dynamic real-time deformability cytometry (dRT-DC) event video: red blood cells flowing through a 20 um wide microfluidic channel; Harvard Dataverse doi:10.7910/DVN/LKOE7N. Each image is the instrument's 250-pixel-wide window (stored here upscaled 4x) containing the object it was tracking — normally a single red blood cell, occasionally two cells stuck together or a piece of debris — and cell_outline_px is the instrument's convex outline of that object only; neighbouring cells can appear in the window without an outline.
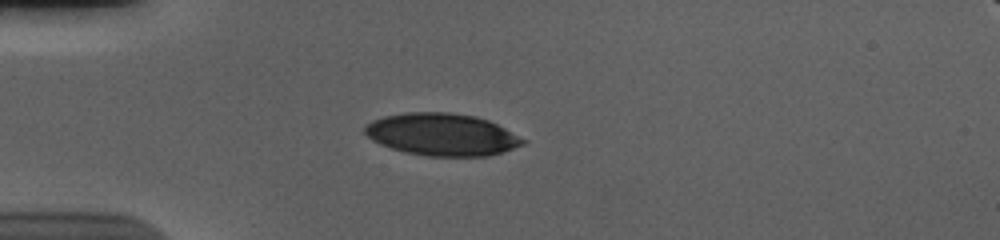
{"species": "human", "species_latin": "Homo sapiens", "temperature_condition": "cold", "stored_images_in_passage": 41, "camera_frame_rate_fps": 3000, "um_per_image_px": 0.085, "donor": {"sex": "male"}, "frame": {"image": 1, "passage_image": 1, "time_ms": 0.0, "image_size_px": [1000, 240], "cell_outline_px": [[528, 140], [524, 144], [488, 156], [428, 156], [404, 152], [380, 144], [372, 140], [364, 132], [364, 128], [372, 120], [384, 116], [408, 112], [448, 112], [476, 116], [488, 120]], "centroid_in_image_um": [37.56, 11.43], "position_along_channel_um": 47.4, "area_um2": 38.78}}
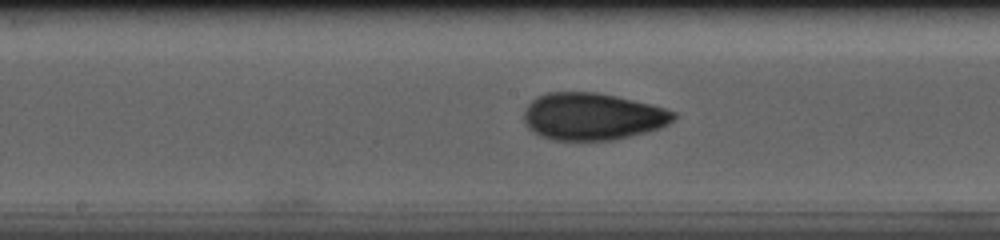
{"frame": {"image": 2, "passage_image": 15, "time_ms": 4.667, "image_size_px": [1000, 240], "cell_outline_px": [[676, 116], [668, 124], [660, 128], [612, 140], [556, 140], [540, 136], [528, 128], [524, 120], [524, 108], [536, 96], [548, 92], [596, 92], [616, 96], [652, 104], [676, 112]], "centroid_in_image_um": [50.33, 9.89], "position_along_channel_um": 197.9, "area_um2": 41.1}}
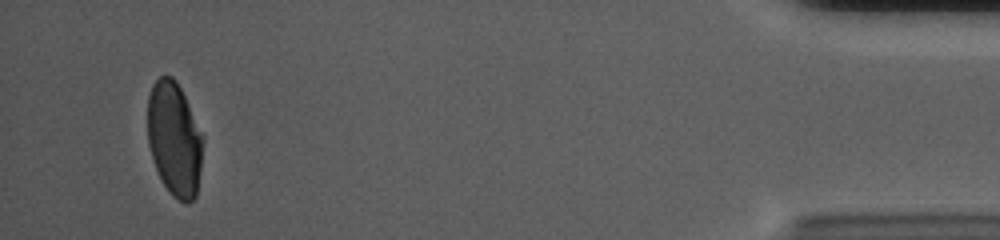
{"frame": {"image": 3, "passage_image": 39, "time_ms": 12.667, "image_size_px": [1000, 240], "cell_outline_px": [[204, 140], [200, 172], [196, 196], [188, 204], [172, 196], [164, 184], [156, 168], [148, 144], [148, 96], [152, 84], [160, 76], [172, 76], [176, 80], [204, 136]], "centroid_in_image_um": [14.83, 11.81], "position_along_channel_um": 420.4, "area_um2": 36.76}, "authors_computed_cell_mechanics": {"area_um2": 39.882, "velocity_mm_per_s": 3.6824, "shape_relaxation_time_tau1_ms": 4.6459, "shape_relaxation_time_tau2_ms": 0.993, "deformation_change_tau1": 0.1637, "deformation_change_tau2": 0.0534}}